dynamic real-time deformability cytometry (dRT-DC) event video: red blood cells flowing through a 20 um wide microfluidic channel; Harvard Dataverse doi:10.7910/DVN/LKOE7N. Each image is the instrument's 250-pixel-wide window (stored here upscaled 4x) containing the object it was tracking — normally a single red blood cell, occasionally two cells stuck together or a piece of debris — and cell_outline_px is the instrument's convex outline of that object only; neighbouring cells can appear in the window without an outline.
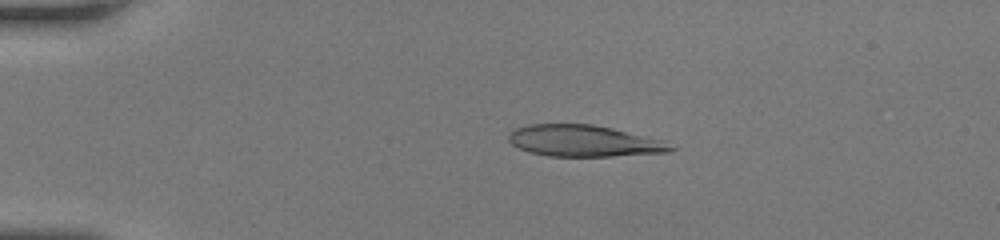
{"species": "human", "species_latin": "Homo sapiens", "temperature_condition": "room temperature", "stored_images_in_passage": 40, "camera_frame_rate_fps": 3000, "um_per_image_px": 0.085, "donor": {"sex": "female"}, "frame": {"image": 1, "passage_image": 2, "time_ms": 0.333, "image_size_px": [1000, 240], "cell_outline_px": [[676, 148], [668, 152], [612, 156], [548, 156], [528, 152], [512, 144], [508, 140], [508, 136], [516, 128], [528, 124], [592, 124], [612, 128], [664, 140]], "centroid_in_image_um": [49.63, 11.98], "position_along_channel_um": 35.4, "area_um2": 29.65}}
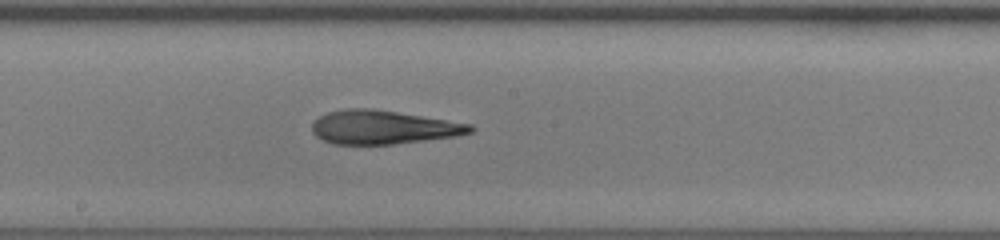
{"frame": {"image": 2, "passage_image": 19, "time_ms": 6.0, "image_size_px": [1000, 240], "cell_outline_px": [[476, 128], [472, 132], [456, 136], [392, 144], [332, 144], [316, 136], [312, 132], [312, 124], [320, 116], [328, 112], [344, 108], [372, 108], [472, 124]], "centroid_in_image_um": [32.56, 10.81], "position_along_channel_um": 215.6, "area_um2": 30.92}}
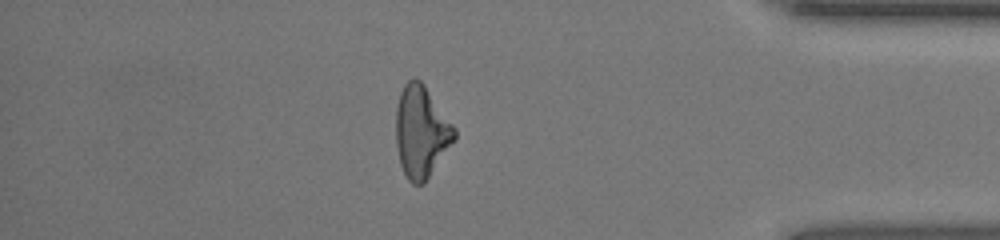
{"frame": {"image": 3, "passage_image": 34, "time_ms": 11.0, "image_size_px": [1000, 240], "cell_outline_px": [[456, 140], [424, 184], [412, 184], [408, 180], [400, 164], [396, 144], [396, 104], [400, 92], [404, 84], [408, 80], [420, 80], [424, 84], [456, 128]], "centroid_in_image_um": [35.81, 11.22], "position_along_channel_um": 399.4, "area_um2": 31.5}, "authors_computed_cell_mechanics": {"area_um2": 30.923, "velocity_mm_per_s": 4.2474, "shape_relaxation_time_tau1_ms": 10.0332, "shape_relaxation_time_tau2_ms": 2.4123, "deformation_change_tau1": 0.3142, "deformation_change_tau2": 0.145}}